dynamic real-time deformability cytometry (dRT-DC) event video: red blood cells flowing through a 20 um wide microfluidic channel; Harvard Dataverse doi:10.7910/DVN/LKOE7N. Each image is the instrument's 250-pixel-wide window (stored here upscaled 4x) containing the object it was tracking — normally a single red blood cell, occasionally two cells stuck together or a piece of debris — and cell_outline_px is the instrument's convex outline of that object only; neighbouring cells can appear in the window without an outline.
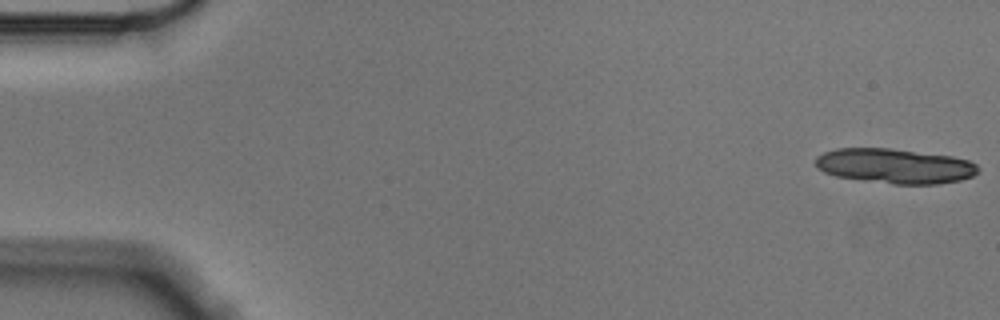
{"species": "Egyptian fruit bat (a non-hibernating species)", "species_latin": "Rousettus aegyptiacus", "temperature_condition": "cold", "stored_images_in_passage": 15, "camera_frame_rate_fps": 3000, "um_per_image_px": 0.085, "animal": {"sex": "male"}, "frame": {"image": 1, "passage_image": 1, "time_ms": 0.0, "image_size_px": [1000, 320], "cell_outline_px": [[980, 168], [972, 176], [960, 180], [936, 184], [896, 184], [836, 176], [824, 172], [816, 168], [816, 156], [824, 152], [836, 148], [888, 148], [952, 156], [968, 160], [976, 164]], "centroid_in_image_um": [76.05, 14.1], "position_along_channel_um": 9.0, "area_um2": 32.83}}